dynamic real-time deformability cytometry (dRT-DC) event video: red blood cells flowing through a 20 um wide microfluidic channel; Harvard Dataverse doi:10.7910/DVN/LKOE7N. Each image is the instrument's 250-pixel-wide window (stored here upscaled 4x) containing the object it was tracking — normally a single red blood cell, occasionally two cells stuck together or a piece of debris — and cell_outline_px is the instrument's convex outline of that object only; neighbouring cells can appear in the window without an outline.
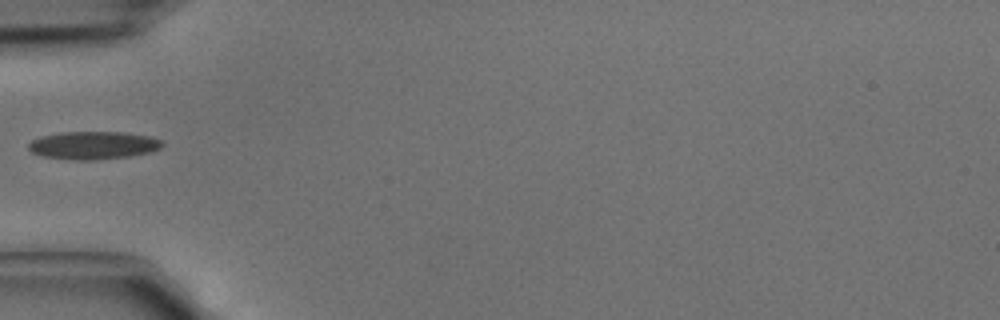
{"species": "common noctule bat (a hibernating species)", "species_latin": "Nyctalus noctula", "temperature_condition": "cold", "stored_images_in_passage": 1, "camera_frame_rate_fps": 3000, "um_per_image_px": 0.085, "animal": {"sex": "male", "body_mass_g": 15.6}, "frame": {"image": 1, "passage_image": 1, "time_ms": 0.0, "image_size_px": [1000, 320], "cell_outline_px": [[164, 144], [160, 148], [152, 152], [128, 156], [92, 160], [72, 160], [44, 156], [32, 152], [28, 148], [28, 144], [32, 140], [40, 136], [60, 132], [124, 132], [152, 136], [160, 140]], "centroid_in_image_um": [7.94, 12.34], "position_along_channel_um": 77.1, "area_um2": 21.79}}